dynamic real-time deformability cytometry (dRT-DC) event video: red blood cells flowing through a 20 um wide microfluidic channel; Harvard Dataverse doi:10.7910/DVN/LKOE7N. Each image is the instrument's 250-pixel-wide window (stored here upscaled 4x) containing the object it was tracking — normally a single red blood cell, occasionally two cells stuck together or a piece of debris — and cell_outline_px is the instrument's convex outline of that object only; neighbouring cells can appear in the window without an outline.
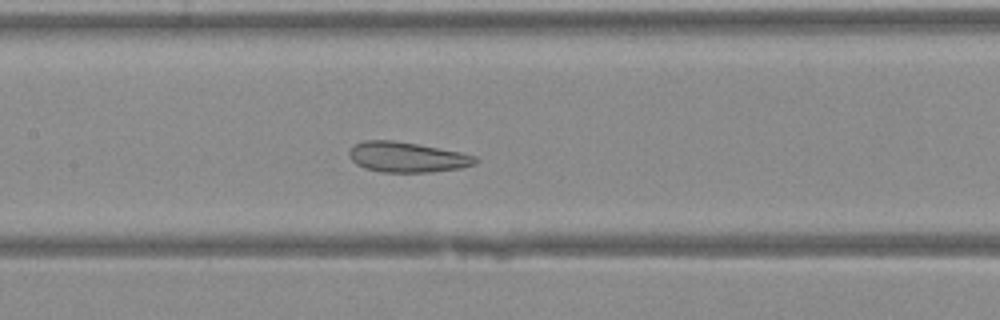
{"species": "Egyptian fruit bat (a non-hibernating species)", "species_latin": "Rousettus aegyptiacus", "temperature_condition": "warm", "stored_images_in_passage": 38, "camera_frame_rate_fps": 3000, "um_per_image_px": 0.085, "animal": {"sex": "female"}, "frame": {"image": 1, "passage_image": 16, "time_ms": 5.0, "image_size_px": [1000, 320], "cell_outline_px": [[480, 160], [476, 164], [460, 168], [432, 172], [380, 172], [364, 168], [356, 164], [348, 156], [348, 152], [352, 144], [364, 140], [392, 140], [416, 144], [460, 152], [476, 156]], "centroid_in_image_um": [34.57, 13.36], "position_along_channel_um": 172.8, "area_um2": 22.43}}
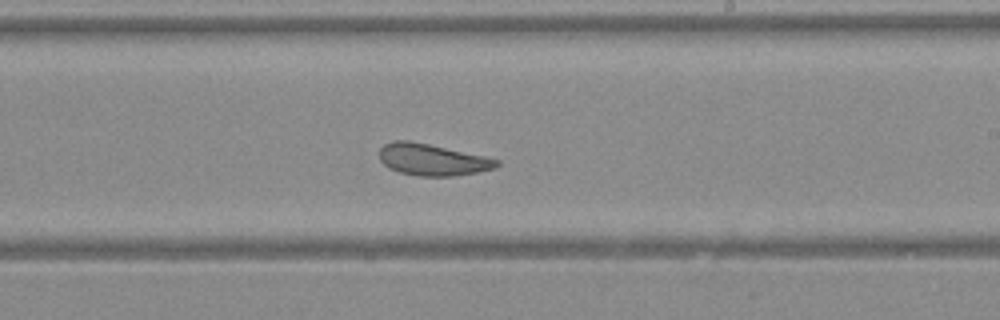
{"frame": {"image": 2, "passage_image": 21, "time_ms": 6.667, "image_size_px": [1000, 320], "cell_outline_px": [[500, 164], [496, 168], [476, 172], [452, 176], [420, 176], [400, 172], [388, 168], [380, 160], [380, 148], [384, 144], [392, 140], [408, 140], [428, 144], [484, 156], [500, 160]], "centroid_in_image_um": [36.73, 13.57], "position_along_channel_um": 252.3, "area_um2": 21.5}}
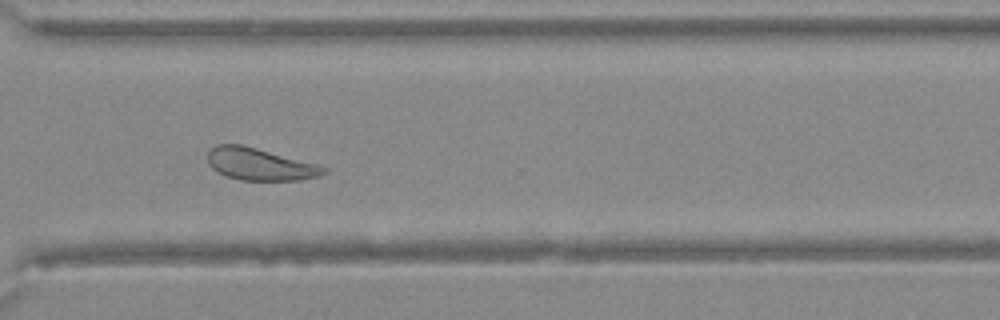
{"frame": {"image": 3, "passage_image": 27, "time_ms": 8.667, "image_size_px": [1000, 320], "cell_outline_px": [[328, 172], [320, 176], [300, 180], [240, 180], [228, 176], [212, 168], [208, 164], [208, 152], [216, 144], [240, 144], [256, 148], [316, 164], [328, 168]], "centroid_in_image_um": [22.1, 13.96], "position_along_channel_um": 348.5, "area_um2": 21.5}}